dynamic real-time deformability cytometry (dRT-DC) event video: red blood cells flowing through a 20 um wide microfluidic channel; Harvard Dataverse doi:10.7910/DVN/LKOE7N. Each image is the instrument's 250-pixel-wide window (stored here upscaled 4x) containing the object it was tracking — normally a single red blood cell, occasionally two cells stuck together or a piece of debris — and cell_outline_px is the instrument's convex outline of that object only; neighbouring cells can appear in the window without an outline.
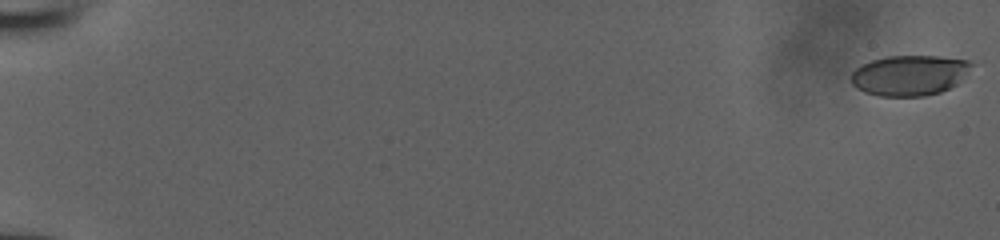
{"species": "human", "species_latin": "Homo sapiens", "temperature_condition": "room temperature", "stored_images_in_passage": 20, "camera_frame_rate_fps": 3000, "um_per_image_px": 0.085, "donor": {"sex": "male"}, "frame": {"image": 1, "passage_image": 1, "time_ms": 0.0, "image_size_px": [1000, 240], "cell_outline_px": [[972, 64], [956, 84], [940, 92], [924, 96], [880, 96], [864, 92], [856, 88], [852, 84], [852, 72], [860, 64], [884, 56], [936, 56], [968, 60]], "centroid_in_image_um": [77.24, 6.4], "position_along_channel_um": 7.8, "area_um2": 28.09}}
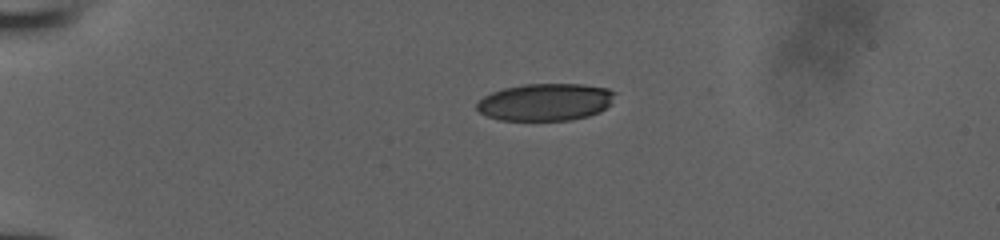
{"frame": {"image": 2, "passage_image": 15, "time_ms": 4.667, "image_size_px": [1000, 240], "cell_outline_px": [[616, 92], [612, 104], [600, 112], [588, 116], [572, 120], [500, 120], [488, 116], [480, 112], [476, 108], [476, 104], [484, 96], [492, 92], [504, 88], [524, 84], [584, 84], [608, 88]], "centroid_in_image_um": [46.41, 8.67], "position_along_channel_um": 38.6, "area_um2": 30.17}}
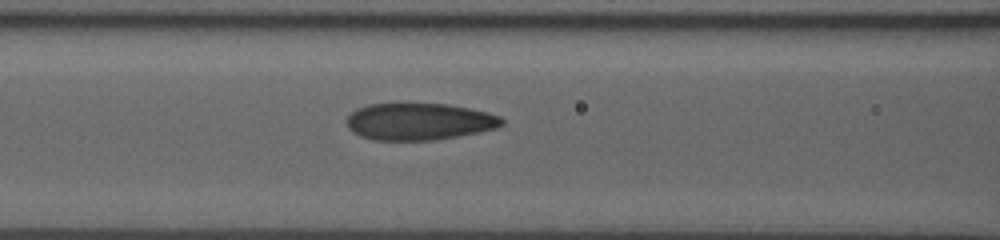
{"frame": {"image": 3, "passage_image": 20, "time_ms": 6.333, "image_size_px": [1000, 240], "cell_outline_px": [[504, 124], [496, 128], [436, 140], [372, 140], [360, 136], [352, 132], [348, 128], [344, 120], [356, 108], [368, 104], [448, 104], [488, 112], [500, 116], [504, 120]], "centroid_in_image_um": [35.58, 10.33], "position_along_channel_um": 131.0, "area_um2": 33.47}}